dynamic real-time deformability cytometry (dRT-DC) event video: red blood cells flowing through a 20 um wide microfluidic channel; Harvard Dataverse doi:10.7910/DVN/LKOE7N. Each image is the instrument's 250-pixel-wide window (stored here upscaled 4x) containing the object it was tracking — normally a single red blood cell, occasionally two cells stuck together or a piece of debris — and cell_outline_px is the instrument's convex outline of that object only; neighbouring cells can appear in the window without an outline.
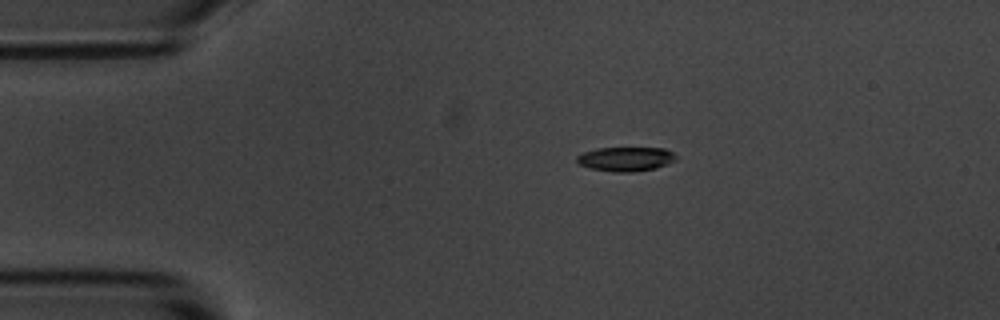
{"species": "common noctule bat (a hibernating species)", "species_latin": "Nyctalus noctula", "temperature_condition": "room temperature", "stored_images_in_passage": 5, "camera_frame_rate_fps": 3000, "um_per_image_px": 0.085, "animal": {"sex": "male", "body_mass_g": 20.1, "forearm_length_mm": 53.5}, "frame": {"image": 1, "passage_image": 3, "time_ms": 2.333, "image_size_px": [1000, 320], "cell_outline_px": [[676, 160], [656, 168], [632, 172], [612, 172], [588, 168], [580, 164], [576, 160], [576, 156], [584, 152], [596, 148], [664, 148], [672, 152], [676, 156]], "centroid_in_image_um": [53.16, 13.52], "position_along_channel_um": 31.8, "area_um2": 14.05}}
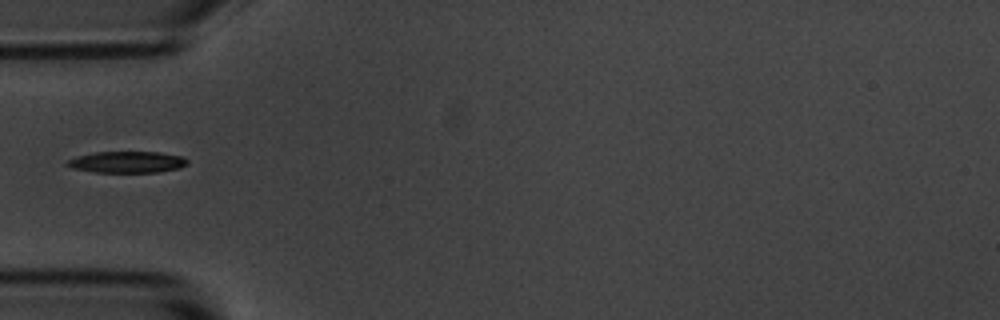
{"frame": {"image": 2, "passage_image": 5, "time_ms": 4.667, "image_size_px": [1000, 320], "cell_outline_px": [[188, 164], [180, 168], [160, 172], [96, 172], [72, 168], [64, 164], [68, 160], [80, 156], [96, 152], [160, 152], [184, 156], [188, 160]], "centroid_in_image_um": [10.87, 13.78], "position_along_channel_um": 74.1, "area_um2": 15.03}}